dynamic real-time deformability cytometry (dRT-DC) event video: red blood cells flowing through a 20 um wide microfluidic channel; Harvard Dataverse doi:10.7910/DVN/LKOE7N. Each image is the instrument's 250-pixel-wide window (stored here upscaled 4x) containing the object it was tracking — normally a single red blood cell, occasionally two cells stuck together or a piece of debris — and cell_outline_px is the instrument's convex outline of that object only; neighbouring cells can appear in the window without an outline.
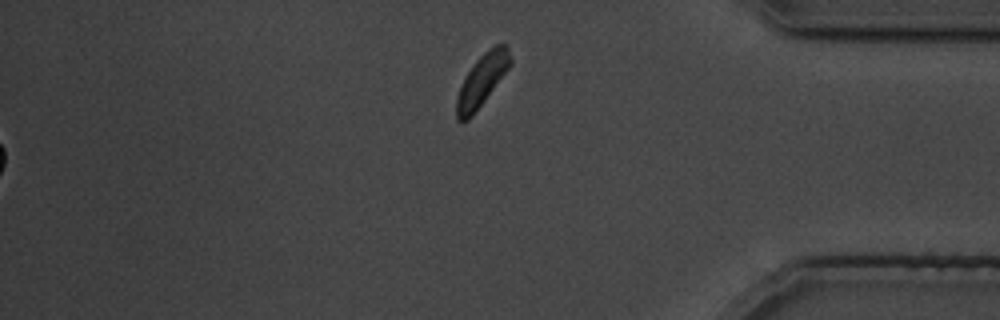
{"species": "common noctule bat (a hibernating species)", "species_latin": "Nyctalus noctula", "temperature_condition": "cold", "stored_images_in_passage": 27, "segment_of_instrument_passage": [2, 2], "camera_frame_rate_fps": 3000, "um_per_image_px": 0.085, "animal": {"sex": "male", "body_mass_g": 19.5, "forearm_length_mm": 54.6}, "frame": {"image": 1, "passage_image": 27, "time_ms": 32.667, "image_size_px": [1000, 320], "cell_outline_px": [[512, 64], [472, 116], [468, 120], [456, 120], [456, 96], [468, 72], [476, 60], [488, 48], [496, 44], [504, 44], [508, 48], [512, 60]], "centroid_in_image_um": [40.97, 6.81], "position_along_channel_um": 394.2, "area_um2": 15.95}}